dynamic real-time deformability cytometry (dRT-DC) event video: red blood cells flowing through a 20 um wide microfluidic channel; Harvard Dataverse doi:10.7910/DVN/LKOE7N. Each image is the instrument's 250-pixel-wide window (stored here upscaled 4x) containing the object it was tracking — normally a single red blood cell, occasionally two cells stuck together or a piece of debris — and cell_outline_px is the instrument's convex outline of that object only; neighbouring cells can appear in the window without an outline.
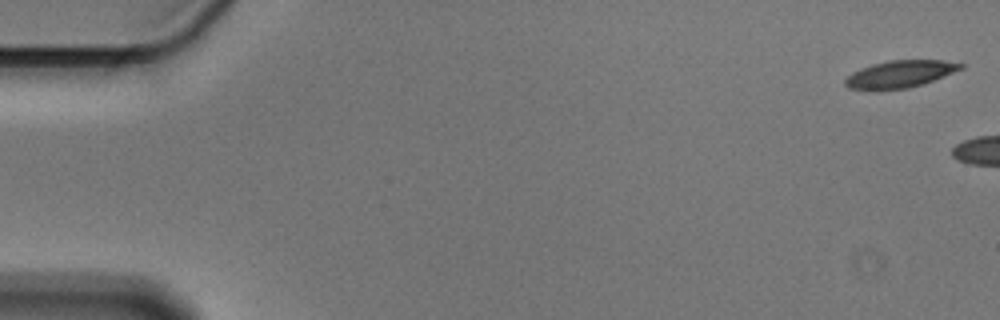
{"species": "Egyptian fruit bat (a non-hibernating species)", "species_latin": "Rousettus aegyptiacus", "temperature_condition": "cold", "stored_images_in_passage": 5, "camera_frame_rate_fps": 3000, "um_per_image_px": 0.085, "animal": {"sex": "male"}, "frame": {"image": 1, "passage_image": 1, "time_ms": 0.0, "image_size_px": [1000, 320], "cell_outline_px": [[964, 68], [924, 84], [908, 88], [876, 92], [872, 92], [848, 88], [844, 84], [844, 80], [852, 72], [860, 68], [872, 64], [888, 60], [944, 60], [964, 64]], "centroid_in_image_um": [76.44, 6.33], "position_along_channel_um": 8.6, "area_um2": 18.9}}